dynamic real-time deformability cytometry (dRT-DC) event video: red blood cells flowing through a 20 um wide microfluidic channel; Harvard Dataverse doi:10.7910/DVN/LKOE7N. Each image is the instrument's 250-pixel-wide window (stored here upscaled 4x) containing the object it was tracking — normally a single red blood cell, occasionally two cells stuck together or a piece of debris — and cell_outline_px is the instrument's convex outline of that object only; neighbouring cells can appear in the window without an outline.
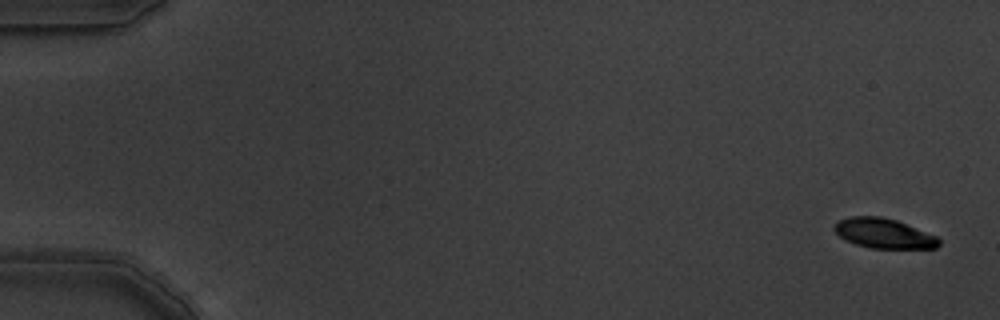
{"species": "common noctule bat (a hibernating species)", "species_latin": "Nyctalus noctula", "temperature_condition": "warm", "stored_images_in_passage": 7, "camera_frame_rate_fps": 3000, "um_per_image_px": 0.085, "animal": {"sex": "male", "body_mass_g": 19.5, "forearm_length_mm": 54.6}, "frame": {"image": 1, "passage_image": 1, "time_ms": 0.0, "image_size_px": [1000, 320], "cell_outline_px": [[940, 244], [936, 248], [868, 248], [844, 240], [832, 228], [836, 220], [852, 216], [880, 216], [896, 220], [936, 236], [940, 240]], "centroid_in_image_um": [75.07, 19.83], "position_along_channel_um": 9.9, "area_um2": 18.21}}